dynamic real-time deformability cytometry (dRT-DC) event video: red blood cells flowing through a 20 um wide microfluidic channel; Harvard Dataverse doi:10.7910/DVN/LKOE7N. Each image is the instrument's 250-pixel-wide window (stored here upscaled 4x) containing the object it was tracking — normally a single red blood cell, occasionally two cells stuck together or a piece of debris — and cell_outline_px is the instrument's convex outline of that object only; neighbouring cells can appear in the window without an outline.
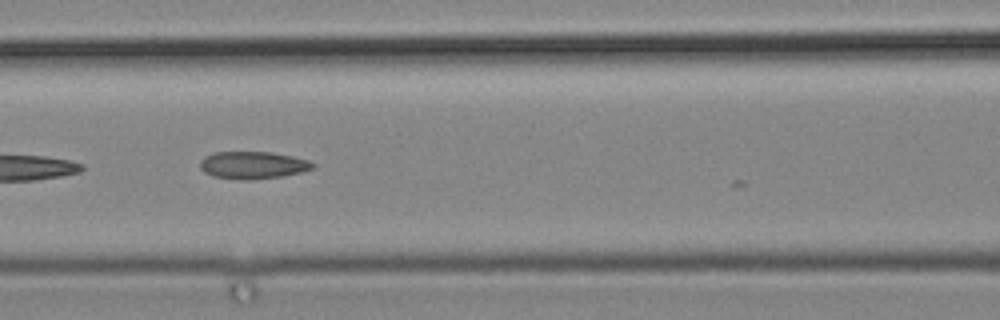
{"species": "common noctule bat (a hibernating species)", "species_latin": "Nyctalus noctula", "temperature_condition": "cold", "stored_images_in_passage": 7, "camera_frame_rate_fps": 3000, "um_per_image_px": 0.085, "animal": {"sex": "male", "body_mass_g": 19.2, "forearm_length_mm": 51.8}, "frame": {"image": 1, "passage_image": 6, "time_ms": 1.667, "image_size_px": [1000, 320], "cell_outline_px": [[316, 168], [284, 176], [212, 176], [204, 172], [200, 168], [200, 160], [204, 156], [212, 152], [272, 152], [292, 156], [308, 160], [316, 164]], "centroid_in_image_um": [21.52, 13.96], "position_along_channel_um": 145.1, "area_um2": 17.05}}
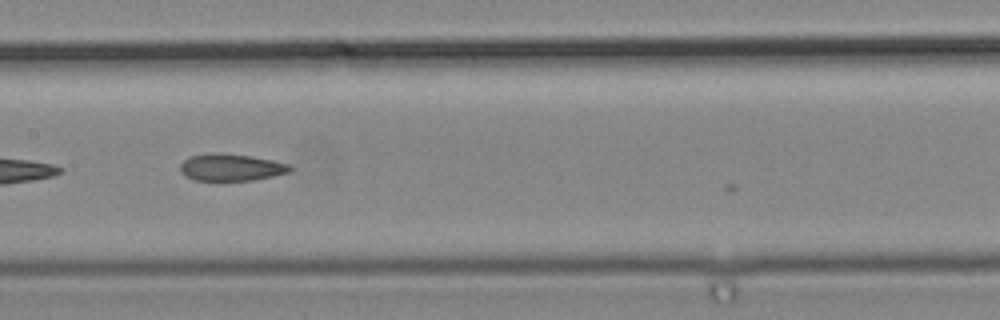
{"frame": {"image": 2, "passage_image": 7, "time_ms": 2.0, "image_size_px": [1000, 320], "cell_outline_px": [[292, 168], [288, 172], [272, 176], [252, 180], [192, 180], [184, 176], [180, 172], [180, 164], [188, 156], [248, 156], [272, 160], [288, 164]], "centroid_in_image_um": [19.62, 14.28], "position_along_channel_um": 187.8, "area_um2": 16.3}}